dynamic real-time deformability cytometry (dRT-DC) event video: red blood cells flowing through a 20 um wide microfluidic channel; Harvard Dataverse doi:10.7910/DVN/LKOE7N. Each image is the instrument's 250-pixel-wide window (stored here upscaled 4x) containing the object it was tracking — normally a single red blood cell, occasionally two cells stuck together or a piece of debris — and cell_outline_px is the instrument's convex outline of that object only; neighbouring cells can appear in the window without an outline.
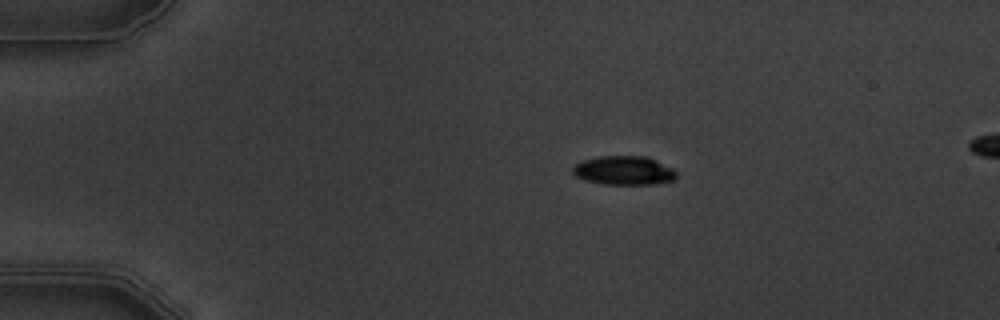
{"species": "common noctule bat (a hibernating species)", "species_latin": "Nyctalus noctula", "temperature_condition": "warm", "stored_images_in_passage": 4, "camera_frame_rate_fps": 3000, "um_per_image_px": 0.085, "animal": {"sex": "male", "body_mass_g": 19.5, "forearm_length_mm": 54.6}, "frame": {"image": 1, "passage_image": 1, "time_ms": 0.0, "image_size_px": [1000, 320], "cell_outline_px": [[676, 180], [652, 184], [604, 184], [584, 180], [576, 176], [572, 172], [572, 168], [576, 164], [584, 160], [600, 156], [648, 156], [672, 168], [676, 172]], "centroid_in_image_um": [53.04, 14.49], "position_along_channel_um": 32.0, "area_um2": 17.46}}